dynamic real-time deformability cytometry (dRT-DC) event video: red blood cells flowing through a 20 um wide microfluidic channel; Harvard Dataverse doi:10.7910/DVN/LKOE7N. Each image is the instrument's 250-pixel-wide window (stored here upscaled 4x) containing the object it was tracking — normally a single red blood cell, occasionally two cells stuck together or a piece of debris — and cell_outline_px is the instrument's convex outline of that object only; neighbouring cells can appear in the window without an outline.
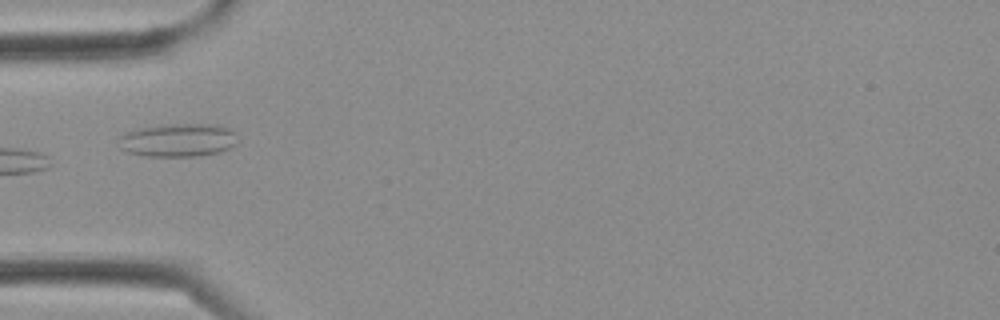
{"species": "Egyptian fruit bat (a non-hibernating species)", "species_latin": "Rousettus aegyptiacus", "temperature_condition": "cold", "stored_images_in_passage": 3, "camera_frame_rate_fps": 3000, "um_per_image_px": 0.085, "frame": {"image": 1, "passage_image": 3, "time_ms": 0.667, "image_size_px": [1000, 320], "cell_outline_px": [[236, 144], [220, 152], [196, 156], [144, 156], [128, 152], [120, 148], [120, 136], [124, 132], [140, 128], [164, 124], [216, 124], [228, 128], [236, 132]], "centroid_in_image_um": [15.14, 11.9], "position_along_channel_um": 69.9, "area_um2": 23.12}}